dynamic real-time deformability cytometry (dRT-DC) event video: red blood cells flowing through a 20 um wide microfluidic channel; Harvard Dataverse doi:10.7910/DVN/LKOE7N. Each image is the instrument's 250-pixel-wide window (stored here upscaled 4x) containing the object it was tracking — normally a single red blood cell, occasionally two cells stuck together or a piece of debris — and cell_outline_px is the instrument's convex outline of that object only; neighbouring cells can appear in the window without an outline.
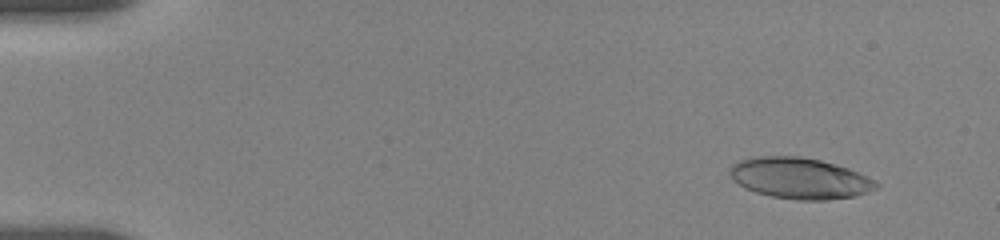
{"species": "human", "species_latin": "Homo sapiens", "temperature_condition": "room temperature", "stored_images_in_passage": 6, "camera_frame_rate_fps": 3000, "um_per_image_px": 0.085, "donor": {"sex": "female"}, "frame": {"image": 1, "passage_image": 2, "time_ms": 1.0, "image_size_px": [1000, 240], "cell_outline_px": [[880, 188], [856, 196], [828, 200], [796, 200], [772, 196], [756, 192], [744, 188], [732, 180], [728, 172], [728, 168], [732, 164], [740, 160], [752, 156], [800, 156], [820, 160], [848, 168], [868, 176], [876, 180], [880, 184]], "centroid_in_image_um": [67.98, 15.15], "position_along_channel_um": 17.0, "area_um2": 35.49}}
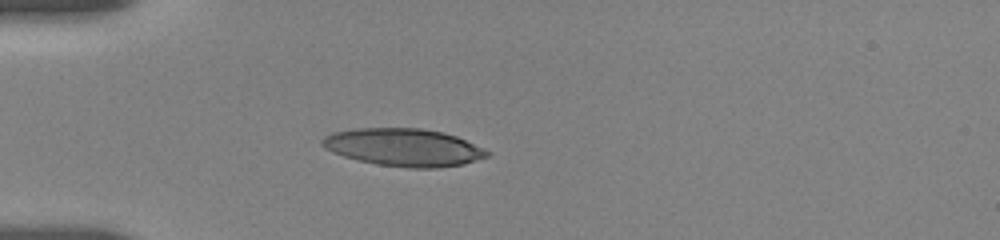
{"frame": {"image": 2, "passage_image": 5, "time_ms": 4.667, "image_size_px": [1000, 240], "cell_outline_px": [[492, 152], [488, 156], [464, 164], [440, 168], [408, 168], [376, 164], [344, 156], [332, 152], [324, 148], [320, 144], [320, 140], [324, 136], [332, 132], [356, 128], [420, 128], [444, 132], [456, 136]], "centroid_in_image_um": [34.3, 12.52], "position_along_channel_um": 50.7, "area_um2": 36.36}}